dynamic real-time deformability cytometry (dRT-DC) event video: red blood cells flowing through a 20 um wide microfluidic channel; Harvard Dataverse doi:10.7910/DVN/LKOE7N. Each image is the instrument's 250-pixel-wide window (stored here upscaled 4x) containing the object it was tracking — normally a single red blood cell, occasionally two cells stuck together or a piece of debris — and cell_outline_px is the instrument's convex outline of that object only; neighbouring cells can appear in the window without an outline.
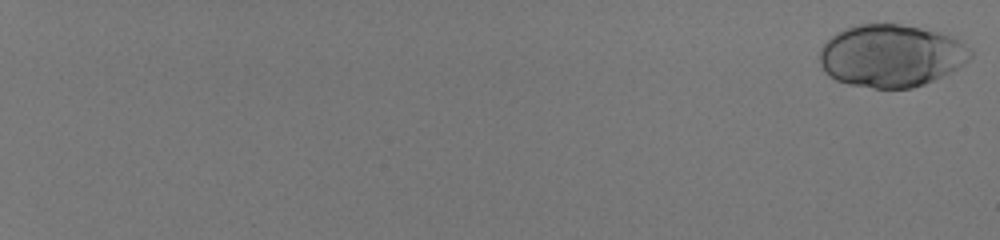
{"species": "human", "species_latin": "Homo sapiens", "temperature_condition": "room temperature", "stored_images_in_passage": 57, "camera_frame_rate_fps": 3000, "um_per_image_px": 0.085, "donor": {"sex": "male"}, "frame": {"image": 1, "passage_image": 1, "time_ms": 0.0, "image_size_px": [1000, 240], "cell_outline_px": [[972, 56], [968, 60], [952, 72], [924, 84], [912, 88], [872, 88], [848, 84], [836, 80], [824, 72], [820, 64], [820, 48], [836, 32], [844, 28], [860, 24], [900, 24], [940, 32], [952, 36], [960, 40], [972, 48]], "centroid_in_image_um": [75.76, 4.74], "position_along_channel_um": 9.2, "area_um2": 55.2}}
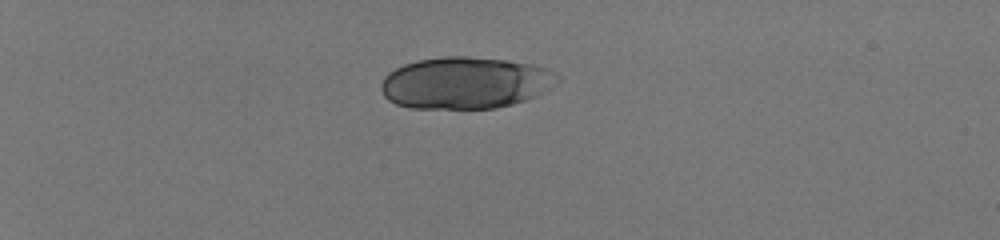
{"frame": {"image": 2, "passage_image": 19, "time_ms": 6.0, "image_size_px": [1000, 240], "cell_outline_px": [[560, 80], [552, 88], [536, 96], [512, 104], [496, 108], [408, 108], [396, 104], [388, 100], [384, 96], [380, 88], [380, 84], [384, 76], [388, 72], [404, 64], [416, 60], [444, 56], [468, 56], [508, 60], [528, 64], [544, 68], [556, 72], [560, 76]], "centroid_in_image_um": [39.54, 7.04], "position_along_channel_um": 45.5, "area_um2": 53.64}}